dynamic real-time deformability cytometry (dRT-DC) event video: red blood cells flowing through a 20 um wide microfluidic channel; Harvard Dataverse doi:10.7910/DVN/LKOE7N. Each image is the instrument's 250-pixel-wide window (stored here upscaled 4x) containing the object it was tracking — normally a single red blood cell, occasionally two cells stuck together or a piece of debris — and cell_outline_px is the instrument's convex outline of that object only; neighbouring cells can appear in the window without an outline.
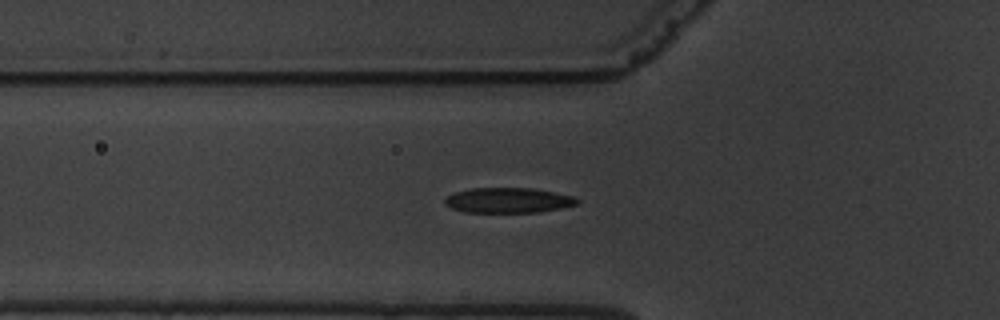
{"species": "common noctule bat (a hibernating species)", "species_latin": "Nyctalus noctula", "temperature_condition": "warm", "stored_images_in_passage": 58, "camera_frame_rate_fps": 3000, "um_per_image_px": 0.085, "animal": {"sex": "male", "body_mass_g": 19.5, "forearm_length_mm": 54.6}, "frame": {"image": 1, "passage_image": 21, "time_ms": 6.667, "image_size_px": [1000, 320], "cell_outline_px": [[580, 204], [540, 212], [464, 212], [452, 208], [444, 204], [444, 200], [448, 196], [456, 192], [468, 188], [532, 188], [572, 196], [580, 200]], "centroid_in_image_um": [43.2, 17.03], "position_along_channel_um": 82.6, "area_um2": 19.36}}
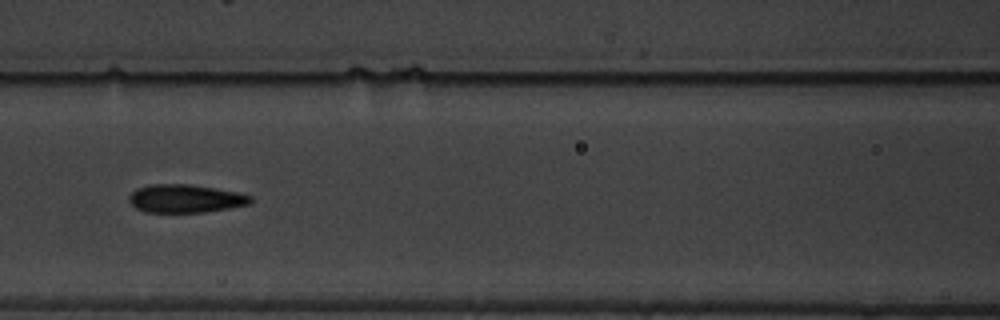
{"frame": {"image": 2, "passage_image": 27, "time_ms": 8.667, "image_size_px": [1000, 320], "cell_outline_px": [[252, 204], [208, 212], [144, 212], [136, 208], [128, 200], [128, 196], [136, 188], [148, 184], [188, 184], [216, 188], [236, 192], [252, 196]], "centroid_in_image_um": [15.76, 16.88], "position_along_channel_um": 150.8, "area_um2": 20.17}}
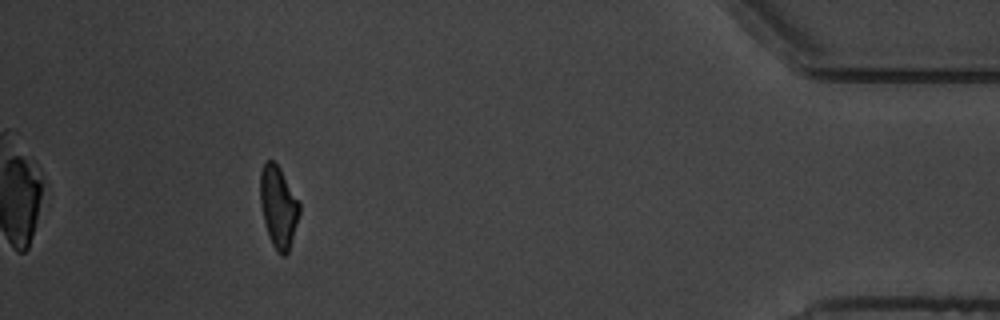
{"frame": {"image": 3, "passage_image": 55, "time_ms": 18.0, "image_size_px": [1000, 320], "cell_outline_px": [[300, 212], [288, 252], [284, 256], [280, 256], [276, 252], [272, 244], [264, 220], [260, 204], [260, 172], [264, 160], [272, 160], [280, 168], [300, 204]], "centroid_in_image_um": [23.65, 17.57], "position_along_channel_um": 411.6, "area_um2": 18.5}}